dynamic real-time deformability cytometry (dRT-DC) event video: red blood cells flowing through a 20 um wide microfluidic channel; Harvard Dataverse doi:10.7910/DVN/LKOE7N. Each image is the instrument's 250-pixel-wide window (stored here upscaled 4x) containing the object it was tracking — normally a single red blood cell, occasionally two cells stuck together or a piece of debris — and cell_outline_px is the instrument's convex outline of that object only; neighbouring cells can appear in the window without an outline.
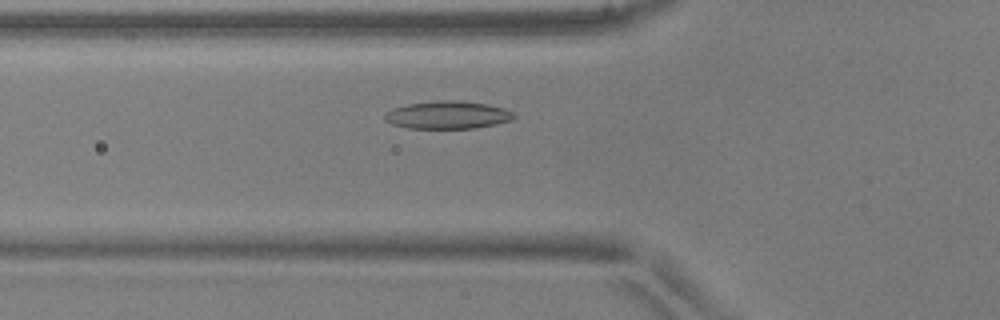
{"species": "common noctule bat (a hibernating species)", "species_latin": "Nyctalus noctula", "temperature_condition": "warm", "stored_images_in_passage": 41, "camera_frame_rate_fps": 3000, "um_per_image_px": 0.085, "animal": {"sex": "male", "body_mass_g": 17.9, "forearm_length_mm": 54.2}, "frame": {"image": 1, "passage_image": 8, "time_ms": 2.333, "image_size_px": [1000, 320], "cell_outline_px": [[516, 116], [512, 120], [496, 124], [476, 128], [408, 128], [392, 124], [384, 120], [384, 112], [392, 108], [408, 104], [436, 100], [460, 100], [488, 104], [504, 108], [512, 112]], "centroid_in_image_um": [38.03, 9.76], "position_along_channel_um": 87.8, "area_um2": 21.1}}
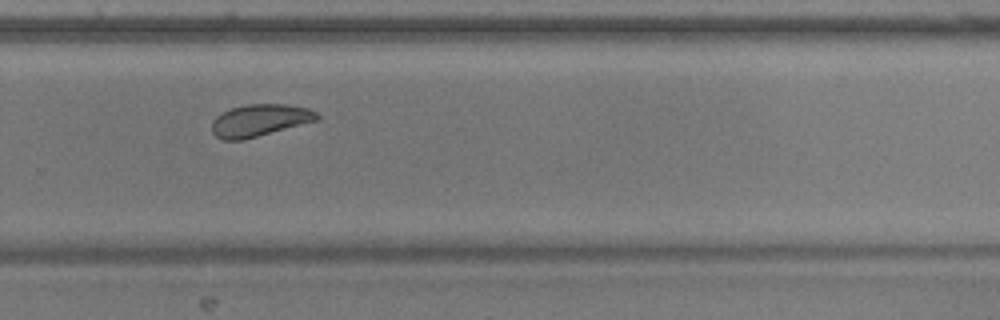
{"frame": {"image": 2, "passage_image": 25, "time_ms": 8.0, "image_size_px": [1000, 320], "cell_outline_px": [[320, 120], [240, 140], [224, 140], [216, 136], [212, 132], [212, 120], [216, 116], [232, 108], [248, 104], [288, 104], [308, 108], [316, 112], [320, 116]], "centroid_in_image_um": [22.1, 10.22], "position_along_channel_um": 307.7, "area_um2": 19.54}}
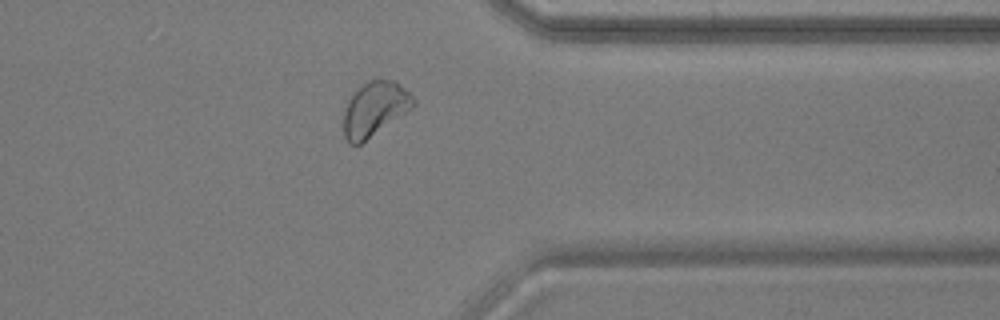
{"frame": {"image": 3, "passage_image": 31, "time_ms": 10.0, "image_size_px": [1000, 320], "cell_outline_px": [[416, 104], [412, 108], [360, 144], [348, 144], [344, 136], [344, 108], [352, 92], [356, 88], [368, 80], [396, 80], [416, 100]], "centroid_in_image_um": [31.83, 9.24], "position_along_channel_um": 379.6, "area_um2": 22.08}, "authors_computed_cell_mechanics": {"area_um2": 20.1144, "velocity_mm_per_s": 3.8737, "shape_relaxation_time_tau1_ms": 7.4727, "shape_relaxation_time_tau2_ms": 1.2407, "deformation_change_tau1": 0.1629, "deformation_change_tau2": 0.0639}}